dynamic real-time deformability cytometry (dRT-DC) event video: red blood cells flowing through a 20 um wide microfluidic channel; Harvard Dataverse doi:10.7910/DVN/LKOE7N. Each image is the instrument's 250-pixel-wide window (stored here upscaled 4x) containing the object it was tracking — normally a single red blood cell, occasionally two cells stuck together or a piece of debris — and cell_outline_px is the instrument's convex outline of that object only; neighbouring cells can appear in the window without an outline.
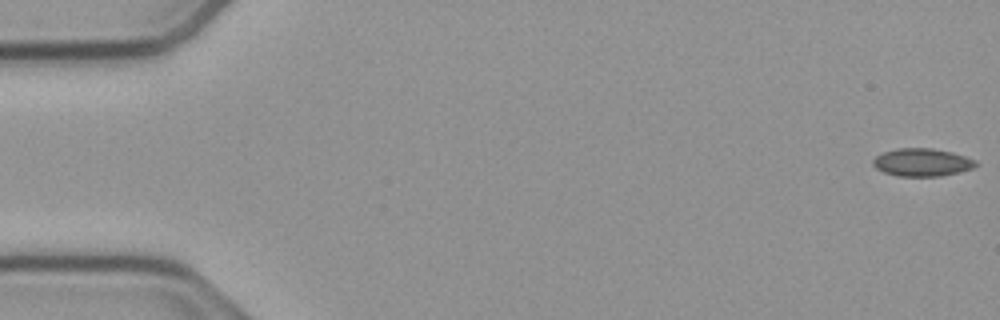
{"species": "common noctule bat (a hibernating species)", "species_latin": "Nyctalus noctula", "temperature_condition": "cold", "stored_images_in_passage": 53, "camera_frame_rate_fps": 3000, "um_per_image_px": 0.085, "animal": {"sex": "male", "body_mass_g": 23.1, "forearm_length_mm": 52.7}, "frame": {"image": 1, "passage_image": 1, "time_ms": 0.0, "image_size_px": [1000, 320], "cell_outline_px": [[980, 164], [972, 168], [940, 176], [900, 176], [884, 172], [876, 168], [872, 164], [872, 160], [876, 156], [884, 152], [896, 148], [932, 148], [952, 152], [976, 160]], "centroid_in_image_um": [78.37, 13.79], "position_along_channel_um": 6.6, "area_um2": 16.59}}
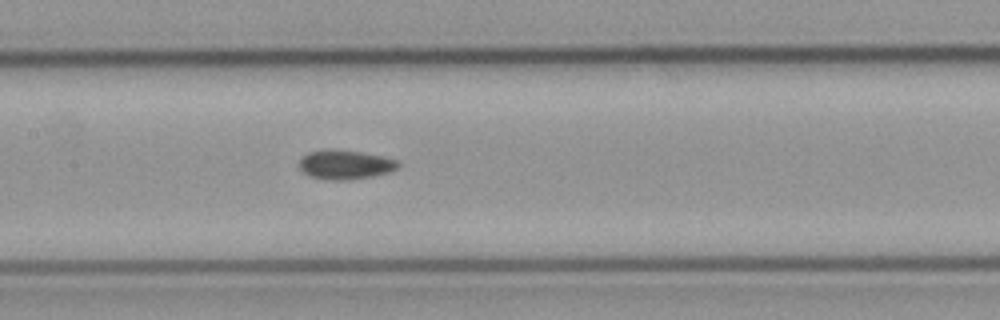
{"frame": {"image": 2, "passage_image": 26, "time_ms": 8.333, "image_size_px": [1000, 320], "cell_outline_px": [[400, 164], [396, 168], [388, 172], [372, 176], [348, 180], [332, 180], [312, 176], [304, 172], [300, 168], [300, 160], [308, 152], [324, 148], [332, 148], [360, 152], [384, 156], [396, 160]], "centroid_in_image_um": [29.34, 13.97], "position_along_channel_um": 178.1, "area_um2": 16.76}}
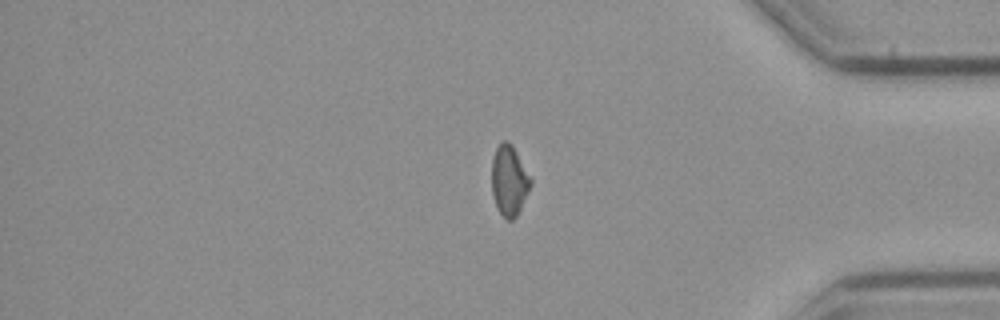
{"frame": {"image": 3, "passage_image": 45, "time_ms": 14.667, "image_size_px": [1000, 320], "cell_outline_px": [[532, 184], [516, 216], [512, 220], [508, 220], [500, 212], [492, 196], [492, 160], [496, 148], [504, 140], [508, 140], [512, 144], [532, 180]], "centroid_in_image_um": [43.28, 15.32], "position_along_channel_um": 391.9, "area_um2": 15.72}}